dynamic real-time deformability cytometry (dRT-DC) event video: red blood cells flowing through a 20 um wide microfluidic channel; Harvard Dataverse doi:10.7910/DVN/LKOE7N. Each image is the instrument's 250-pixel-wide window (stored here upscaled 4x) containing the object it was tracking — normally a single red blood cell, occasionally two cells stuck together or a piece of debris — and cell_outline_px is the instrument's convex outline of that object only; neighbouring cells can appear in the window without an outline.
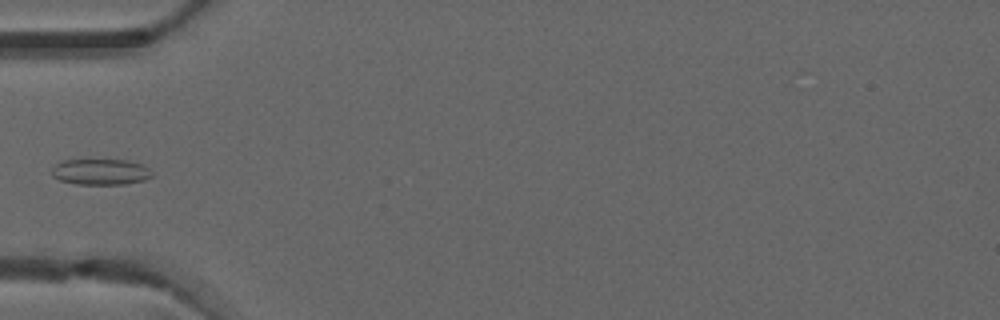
{"species": "common noctule bat (a hibernating species)", "species_latin": "Nyctalus noctula", "temperature_condition": "warm", "stored_images_in_passage": 4, "camera_frame_rate_fps": 3000, "um_per_image_px": 0.085, "animal": {"sex": "male", "forearm_length_mm": 52.5}, "frame": {"image": 1, "passage_image": 4, "time_ms": 1.0, "image_size_px": [1000, 320], "cell_outline_px": [[156, 176], [144, 180], [124, 184], [76, 184], [60, 180], [52, 176], [52, 168], [56, 164], [64, 160], [128, 160], [140, 164], [148, 168]], "centroid_in_image_um": [8.57, 14.61], "position_along_channel_um": 76.4, "area_um2": 15.14}}